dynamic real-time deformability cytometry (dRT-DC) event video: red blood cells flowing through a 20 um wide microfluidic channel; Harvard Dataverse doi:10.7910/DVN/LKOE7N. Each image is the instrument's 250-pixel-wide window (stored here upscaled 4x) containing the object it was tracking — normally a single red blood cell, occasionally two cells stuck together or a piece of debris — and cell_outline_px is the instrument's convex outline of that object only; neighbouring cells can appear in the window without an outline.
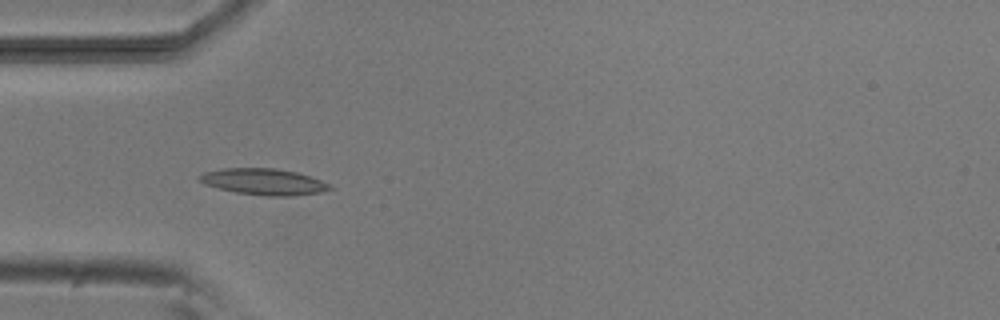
{"species": "common noctule bat (a hibernating species)", "species_latin": "Nyctalus noctula", "temperature_condition": "room temperature", "stored_images_in_passage": 5, "camera_frame_rate_fps": 3000, "um_per_image_px": 0.085, "animal": {"sex": "male", "body_mass_g": 20.5, "forearm_length_mm": 52.5}, "frame": {"image": 1, "passage_image": 4, "time_ms": 4.333, "image_size_px": [1000, 320], "cell_outline_px": [[336, 188], [320, 192], [292, 196], [264, 196], [236, 192], [204, 184], [196, 176], [204, 172], [224, 168], [276, 168], [296, 172], [332, 184]], "centroid_in_image_um": [22.44, 15.45], "position_along_channel_um": 62.6, "area_um2": 20.0}}
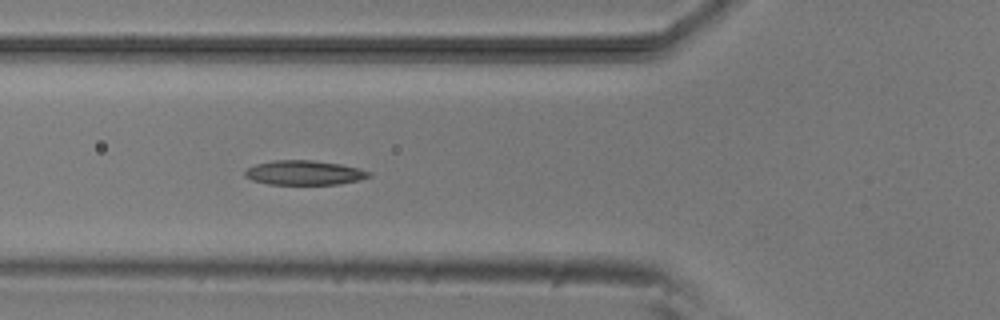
{"frame": {"image": 2, "passage_image": 5, "time_ms": 5.333, "image_size_px": [1000, 320], "cell_outline_px": [[372, 176], [360, 180], [340, 184], [268, 184], [252, 180], [244, 176], [244, 172], [248, 168], [256, 164], [276, 160], [312, 160], [340, 164], [360, 168], [372, 172]], "centroid_in_image_um": [25.9, 14.68], "position_along_channel_um": 99.9, "area_um2": 17.74}}